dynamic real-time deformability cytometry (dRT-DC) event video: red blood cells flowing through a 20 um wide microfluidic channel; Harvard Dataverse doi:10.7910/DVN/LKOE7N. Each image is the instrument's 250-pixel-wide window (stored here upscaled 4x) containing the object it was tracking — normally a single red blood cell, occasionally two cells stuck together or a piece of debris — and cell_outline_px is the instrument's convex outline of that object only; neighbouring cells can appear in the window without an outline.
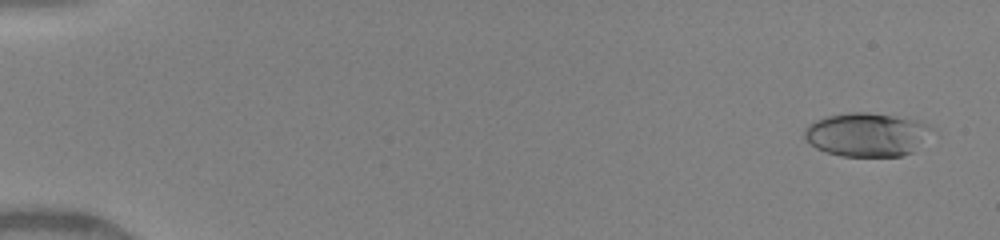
{"species": "human", "species_latin": "Homo sapiens", "temperature_condition": "warm", "stored_images_in_passage": 37, "camera_frame_rate_fps": 3000, "um_per_image_px": 0.085, "donor": {"sex": "female"}, "frame": {"image": 1, "passage_image": 3, "time_ms": 0.667, "image_size_px": [1000, 240], "cell_outline_px": [[932, 128], [912, 152], [900, 156], [840, 156], [816, 148], [804, 136], [804, 128], [808, 124], [816, 120], [828, 116], [848, 112], [868, 112], [920, 120], [928, 124]], "centroid_in_image_um": [73.64, 11.42], "position_along_channel_um": 11.4, "area_um2": 32.02}}
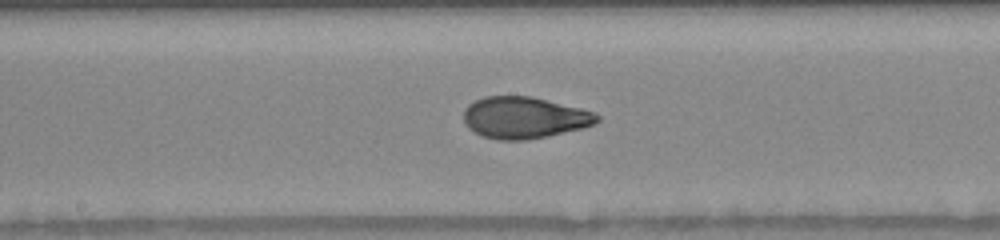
{"frame": {"image": 2, "passage_image": 26, "time_ms": 9.0, "image_size_px": [1000, 240], "cell_outline_px": [[600, 120], [596, 124], [584, 128], [548, 136], [528, 140], [500, 140], [484, 136], [468, 128], [464, 124], [464, 108], [468, 104], [484, 96], [532, 96], [596, 112], [600, 116]], "centroid_in_image_um": [44.59, 10.0], "position_along_channel_um": 203.6, "area_um2": 32.6}}
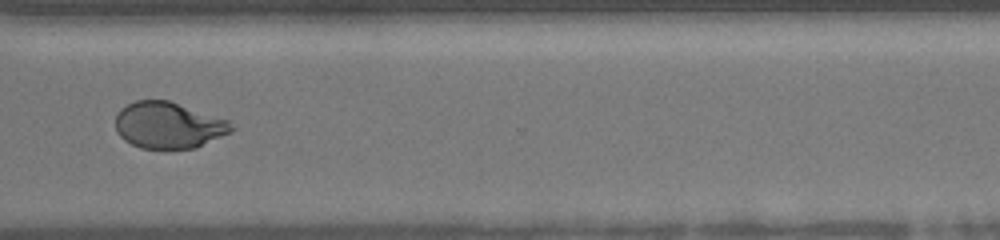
{"frame": {"image": 3, "passage_image": 36, "time_ms": 12.667, "image_size_px": [1000, 240], "cell_outline_px": [[236, 128], [196, 148], [168, 152], [140, 148], [124, 140], [116, 132], [116, 112], [120, 108], [136, 100], [168, 100], [228, 120]], "centroid_in_image_um": [14.28, 10.69], "position_along_channel_um": 356.3, "area_um2": 31.91}}